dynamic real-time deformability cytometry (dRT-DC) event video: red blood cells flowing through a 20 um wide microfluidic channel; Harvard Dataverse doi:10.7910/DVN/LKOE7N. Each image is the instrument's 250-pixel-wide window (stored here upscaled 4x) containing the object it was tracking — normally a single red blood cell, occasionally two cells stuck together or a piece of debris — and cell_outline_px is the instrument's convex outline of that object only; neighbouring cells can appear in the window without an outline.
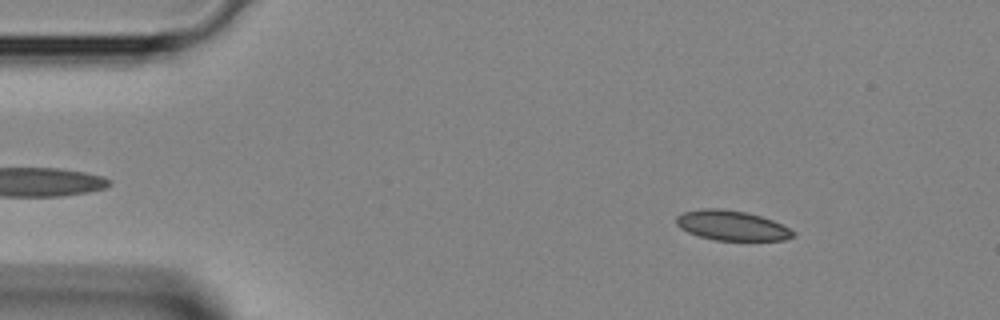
{"species": "Egyptian fruit bat (a non-hibernating species)", "species_latin": "Rousettus aegyptiacus", "temperature_condition": "room temperature", "stored_images_in_passage": 42, "camera_frame_rate_fps": 3000, "um_per_image_px": 0.085, "animal": {"sex": "female"}, "frame": {"image": 1, "passage_image": 5, "time_ms": 1.333, "image_size_px": [1000, 320], "cell_outline_px": [[796, 236], [784, 240], [716, 240], [700, 236], [688, 232], [680, 228], [676, 224], [676, 216], [684, 212], [704, 208], [720, 208], [744, 212], [760, 216], [772, 220], [796, 232]], "centroid_in_image_um": [62.2, 19.17], "position_along_channel_um": 22.8, "area_um2": 20.17}}
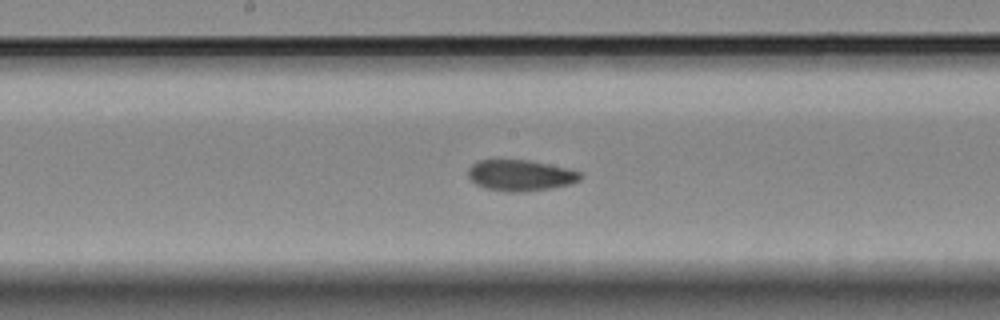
{"frame": {"image": 2, "passage_image": 21, "time_ms": 6.667, "image_size_px": [1000, 320], "cell_outline_px": [[580, 180], [568, 184], [552, 188], [520, 192], [508, 192], [484, 188], [476, 184], [468, 176], [468, 168], [472, 164], [480, 160], [528, 160], [568, 168], [580, 172]], "centroid_in_image_um": [44.21, 14.91], "position_along_channel_um": 204.0, "area_um2": 20.17}}
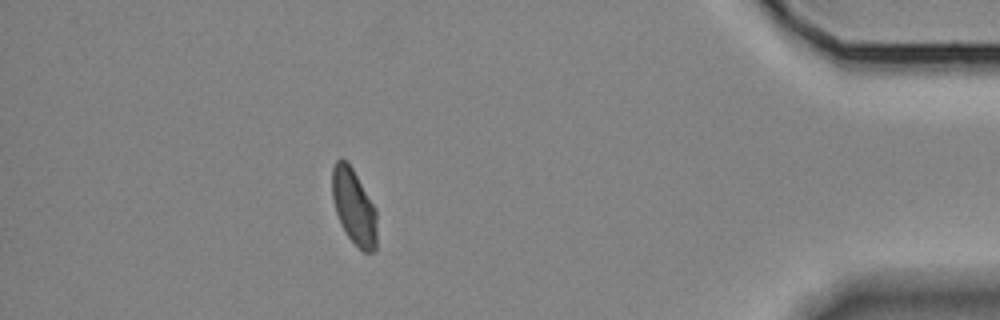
{"frame": {"image": 3, "passage_image": 37, "time_ms": 12.0, "image_size_px": [1000, 320], "cell_outline_px": [[376, 248], [372, 252], [364, 252], [348, 236], [336, 212], [332, 196], [332, 168], [336, 160], [340, 156], [348, 160], [376, 208]], "centroid_in_image_um": [30.08, 17.49], "position_along_channel_um": 405.1, "area_um2": 19.65}}